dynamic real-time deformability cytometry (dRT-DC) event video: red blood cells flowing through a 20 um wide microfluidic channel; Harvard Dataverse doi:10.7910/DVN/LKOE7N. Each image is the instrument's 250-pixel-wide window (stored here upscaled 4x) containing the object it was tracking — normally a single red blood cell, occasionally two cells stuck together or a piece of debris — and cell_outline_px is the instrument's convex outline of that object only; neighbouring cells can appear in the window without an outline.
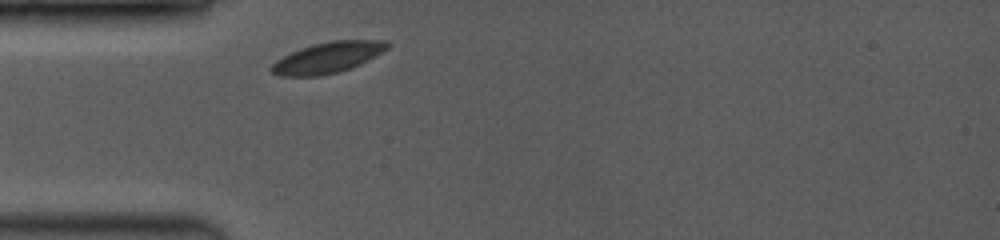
{"species": "common noctule bat (a hibernating species)", "species_latin": "Nyctalus noctula", "temperature_condition": "room temperature", "stored_images_in_passage": 1, "camera_frame_rate_fps": 3500, "um_per_image_px": 0.085, "animal": {"sex": "female", "body_mass_g": 19.0, "forearm_length_mm": 53.3}, "frame": {"image": 1, "passage_image": 1, "time_ms": 0.0, "image_size_px": [1000, 240], "cell_outline_px": [[392, 44], [388, 48], [376, 56], [360, 64], [336, 72], [316, 76], [280, 76], [272, 72], [268, 68], [276, 60], [300, 48], [332, 40], [388, 40]], "centroid_in_image_um": [27.88, 4.88], "position_along_channel_um": 57.1, "area_um2": 20.69}}